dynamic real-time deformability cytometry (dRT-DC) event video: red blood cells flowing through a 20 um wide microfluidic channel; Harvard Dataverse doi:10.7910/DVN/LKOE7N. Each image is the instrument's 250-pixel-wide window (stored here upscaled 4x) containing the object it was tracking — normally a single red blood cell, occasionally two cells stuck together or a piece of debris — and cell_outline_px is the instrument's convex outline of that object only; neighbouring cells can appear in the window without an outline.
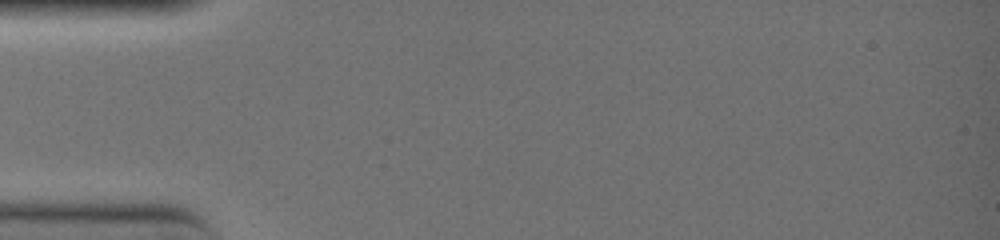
{"species": "common noctule bat (a hibernating species)", "species_latin": "Nyctalus noctula", "temperature_condition": "warm", "stored_images_in_passage": 2, "camera_frame_rate_fps": 3000, "um_per_image_px": 0.085, "animal": {"sex": "female", "body_mass_g": 19.0, "forearm_length_mm": 51.5}, "frame": {"image": 1, "passage_image": 1, "time_ms": 0.0, "image_size_px": [1000, 240], "cell_outline_px": [[160, 168], [60, 168], [24, 164], [24, 160], [48, 156], [144, 156], [152, 160]], "centroid_in_image_um": [7.93, 13.77], "position_along_channel_um": 77.1, "area_um2": 10.35}}